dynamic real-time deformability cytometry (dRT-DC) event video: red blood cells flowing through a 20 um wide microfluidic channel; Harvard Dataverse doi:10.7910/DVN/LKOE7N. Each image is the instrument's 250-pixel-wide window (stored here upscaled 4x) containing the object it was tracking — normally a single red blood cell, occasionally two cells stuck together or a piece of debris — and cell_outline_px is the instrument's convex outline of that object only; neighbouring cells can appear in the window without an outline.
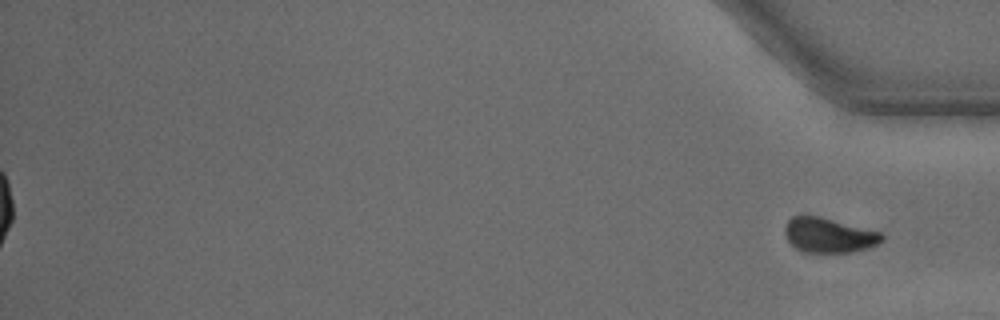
{"species": "common noctule bat (a hibernating species)", "species_latin": "Nyctalus noctula", "temperature_condition": "warm", "stored_images_in_passage": 48, "segment_of_instrument_passage": [2, 2], "camera_frame_rate_fps": 3000, "um_per_image_px": 0.085, "animal": {"sex": "male", "body_mass_g": 15.6}, "frame": {"image": 1, "passage_image": 48, "time_ms": 15.667, "image_size_px": [1000, 320], "cell_outline_px": [[884, 240], [868, 248], [852, 252], [800, 252], [788, 240], [784, 232], [784, 228], [788, 220], [792, 216], [820, 216], [880, 232], [884, 236]], "centroid_in_image_um": [70.44, 20.0], "position_along_channel_um": 364.8, "area_um2": 19.59}}